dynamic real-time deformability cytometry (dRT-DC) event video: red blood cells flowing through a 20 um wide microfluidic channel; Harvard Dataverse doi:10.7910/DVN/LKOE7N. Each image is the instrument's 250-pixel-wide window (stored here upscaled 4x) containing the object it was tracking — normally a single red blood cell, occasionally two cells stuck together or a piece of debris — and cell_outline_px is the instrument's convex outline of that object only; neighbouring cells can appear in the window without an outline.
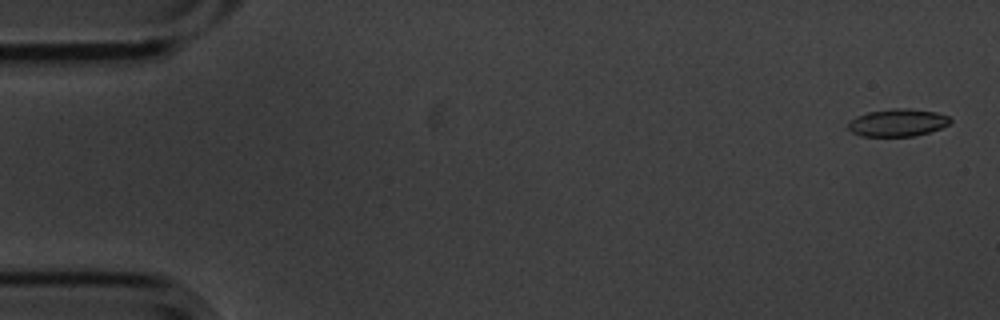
{"species": "common noctule bat (a hibernating species)", "species_latin": "Nyctalus noctula", "temperature_condition": "cold", "stored_images_in_passage": 4, "camera_frame_rate_fps": 3000, "um_per_image_px": 0.085, "animal": {"sex": "male", "body_mass_g": 20.1, "forearm_length_mm": 53.5}, "frame": {"image": 1, "passage_image": 1, "time_ms": 0.0, "image_size_px": [1000, 320], "cell_outline_px": [[952, 120], [948, 124], [940, 128], [928, 132], [912, 136], [860, 136], [852, 132], [848, 128], [848, 124], [856, 116], [868, 112], [892, 108], [908, 108], [936, 112], [948, 116]], "centroid_in_image_um": [76.29, 10.42], "position_along_channel_um": 8.7, "area_um2": 16.24}}
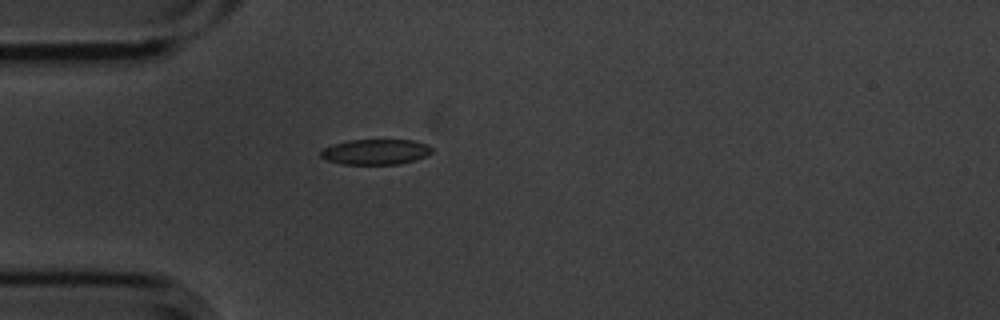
{"frame": {"image": 2, "passage_image": 4, "time_ms": 1.0, "image_size_px": [1000, 320], "cell_outline_px": [[432, 152], [424, 156], [400, 164], [340, 164], [328, 160], [320, 156], [320, 152], [324, 148], [332, 144], [348, 140], [412, 140], [428, 144], [432, 148]], "centroid_in_image_um": [31.9, 12.9], "position_along_channel_um": 53.1, "area_um2": 16.36}}